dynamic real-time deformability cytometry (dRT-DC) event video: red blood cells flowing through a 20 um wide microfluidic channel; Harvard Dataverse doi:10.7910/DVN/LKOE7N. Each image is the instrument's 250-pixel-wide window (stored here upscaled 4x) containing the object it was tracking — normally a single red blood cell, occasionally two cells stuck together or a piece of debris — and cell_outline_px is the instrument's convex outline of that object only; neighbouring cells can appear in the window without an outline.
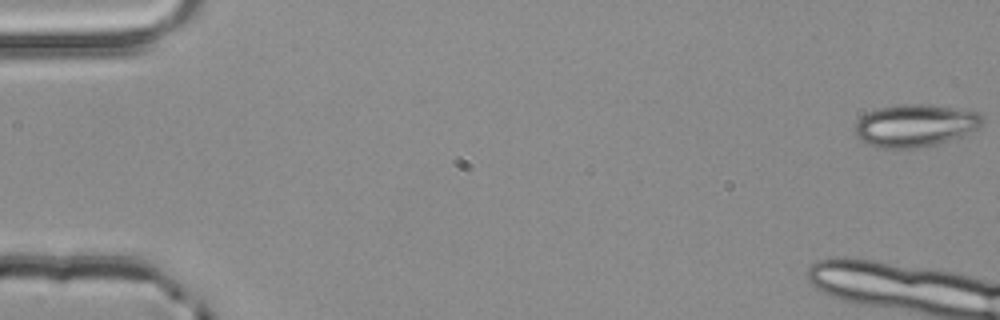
{"species": "common noctule bat (a hibernating species)", "species_latin": "Nyctalus noctula", "temperature_condition": "room temperature", "stored_images_in_passage": 10, "camera_frame_rate_fps": 3000, "um_per_image_px": 0.085, "animal": {"sex": "male", "body_mass_g": 20.4}, "frame": {"image": 1, "passage_image": 1, "time_ms": 0.0, "image_size_px": [1000, 320], "cell_outline_px": [[984, 116], [980, 128], [964, 136], [936, 144], [916, 148], [876, 148], [860, 140], [856, 136], [856, 120], [860, 116], [868, 112], [880, 108], [904, 104], [928, 104], [956, 108], [976, 112]], "centroid_in_image_um": [77.8, 10.67], "position_along_channel_um": 7.2, "area_um2": 31.73}}